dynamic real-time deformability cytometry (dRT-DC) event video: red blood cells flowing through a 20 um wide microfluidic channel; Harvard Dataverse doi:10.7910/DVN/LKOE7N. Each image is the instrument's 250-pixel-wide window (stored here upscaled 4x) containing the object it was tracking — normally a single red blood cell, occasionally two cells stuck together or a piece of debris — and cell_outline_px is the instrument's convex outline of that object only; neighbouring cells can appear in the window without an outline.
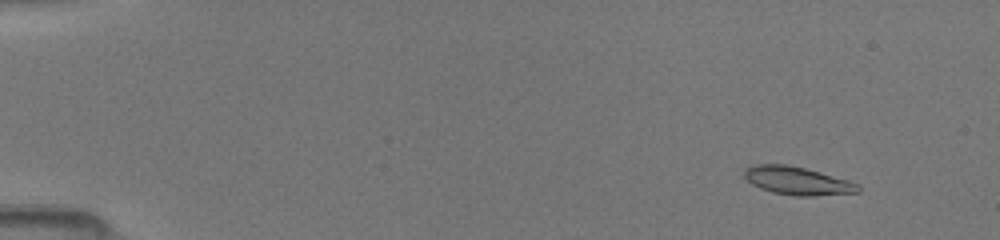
{"species": "common noctule bat (a hibernating species)", "species_latin": "Nyctalus noctula", "temperature_condition": "room temperature", "stored_images_in_passage": 14, "camera_frame_rate_fps": 3000, "um_per_image_px": 0.085, "animal": {"sex": "female", "body_mass_g": 19.5, "forearm_length_mm": 54.1}, "frame": {"image": 1, "passage_image": 3, "time_ms": 1.333, "image_size_px": [1000, 240], "cell_outline_px": [[860, 192], [816, 196], [792, 196], [772, 192], [760, 188], [752, 184], [744, 176], [744, 168], [752, 164], [788, 164], [804, 168], [848, 180], [860, 184]], "centroid_in_image_um": [67.77, 15.37], "position_along_channel_um": 17.2, "area_um2": 18.79}}
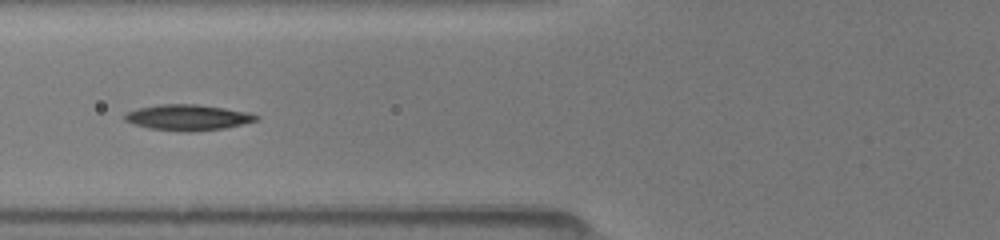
{"frame": {"image": 2, "passage_image": 11, "time_ms": 6.667, "image_size_px": [1000, 240], "cell_outline_px": [[260, 120], [224, 128], [192, 132], [180, 132], [148, 128], [124, 120], [124, 116], [128, 112], [136, 108], [160, 104], [196, 104], [224, 108], [248, 112], [260, 116]], "centroid_in_image_um": [15.99, 9.99], "position_along_channel_um": 109.8, "area_um2": 19.83}}
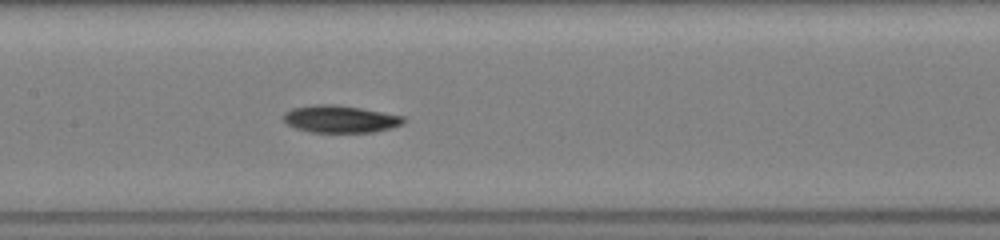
{"frame": {"image": 3, "passage_image": 14, "time_ms": 8.333, "image_size_px": [1000, 240], "cell_outline_px": [[408, 120], [404, 124], [392, 128], [376, 132], [312, 132], [296, 128], [288, 124], [284, 120], [284, 112], [292, 108], [312, 104], [336, 104], [360, 108], [404, 116]], "centroid_in_image_um": [28.96, 10.11], "position_along_channel_um": 178.4, "area_um2": 19.25}}